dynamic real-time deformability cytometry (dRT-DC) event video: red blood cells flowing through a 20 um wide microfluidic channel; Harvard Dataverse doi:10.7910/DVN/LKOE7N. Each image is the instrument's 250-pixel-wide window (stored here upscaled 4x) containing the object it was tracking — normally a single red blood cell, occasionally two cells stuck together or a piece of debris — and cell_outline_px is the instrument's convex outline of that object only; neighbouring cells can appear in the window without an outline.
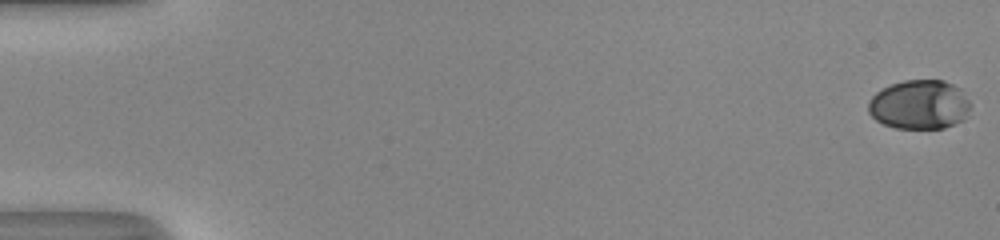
{"species": "human", "species_latin": "Homo sapiens", "temperature_condition": "room temperature", "stored_images_in_passage": 53, "camera_frame_rate_fps": 3000, "um_per_image_px": 0.085, "donor": {"sex": "male"}, "frame": {"image": 1, "passage_image": 1, "time_ms": 0.0, "image_size_px": [1000, 240], "cell_outline_px": [[972, 104], [964, 120], [944, 128], [896, 128], [884, 124], [876, 120], [868, 112], [868, 100], [876, 92], [892, 84], [904, 80], [944, 80], [960, 88]], "centroid_in_image_um": [78.17, 8.89], "position_along_channel_um": 6.8, "area_um2": 29.48}}
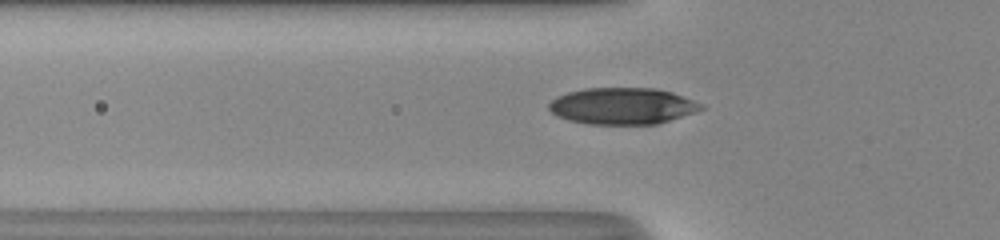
{"frame": {"image": 2, "passage_image": 20, "time_ms": 6.333, "image_size_px": [1000, 240], "cell_outline_px": [[704, 108], [696, 112], [656, 124], [588, 124], [568, 120], [556, 116], [548, 108], [548, 104], [556, 96], [568, 92], [584, 88], [656, 88], [672, 92], [704, 104]], "centroid_in_image_um": [52.89, 9.01], "position_along_channel_um": 72.9, "area_um2": 32.54}}
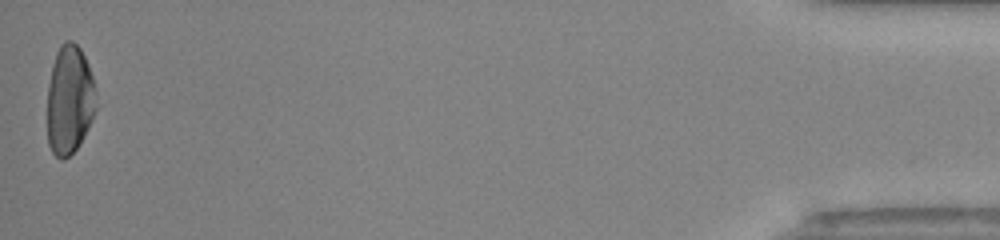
{"frame": {"image": 3, "passage_image": 53, "time_ms": 17.333, "image_size_px": [1000, 240], "cell_outline_px": [[96, 108], [92, 120], [84, 136], [76, 148], [64, 160], [60, 160], [52, 152], [48, 144], [48, 84], [52, 64], [56, 52], [60, 44], [64, 40], [72, 40], [80, 48], [88, 64], [92, 76], [96, 92]], "centroid_in_image_um": [5.91, 8.47], "position_along_channel_um": 429.3, "area_um2": 31.21}, "authors_computed_cell_mechanics": {"area_um2": 31.3276, "velocity_mm_per_s": 4.1022, "shape_relaxation_time_tau1_ms": 3.9466, "shape_relaxation_time_tau2_ms": 0.8847, "deformation_change_tau1": 0.1669, "deformation_change_tau2": 0.0441}}